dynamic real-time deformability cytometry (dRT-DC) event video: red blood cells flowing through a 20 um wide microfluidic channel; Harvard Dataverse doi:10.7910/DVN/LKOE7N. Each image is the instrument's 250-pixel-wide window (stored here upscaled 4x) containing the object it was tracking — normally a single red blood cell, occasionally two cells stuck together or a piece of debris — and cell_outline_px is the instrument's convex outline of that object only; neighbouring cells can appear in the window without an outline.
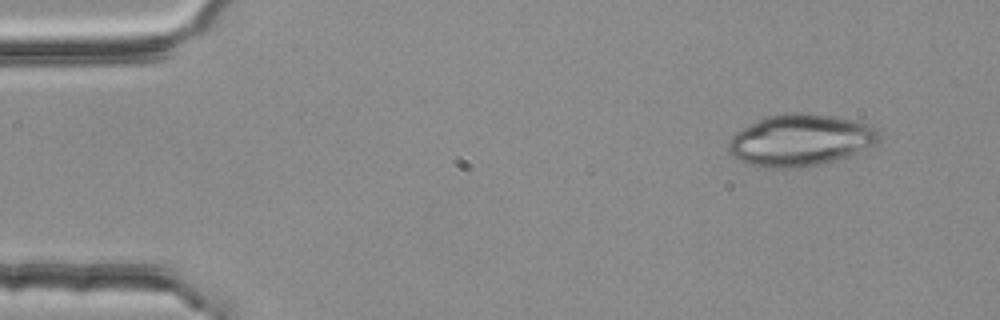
{"species": "common noctule bat (a hibernating species)", "species_latin": "Nyctalus noctula", "temperature_condition": "room temperature", "stored_images_in_passage": 3, "camera_frame_rate_fps": 3000, "um_per_image_px": 0.085, "animal": {"sex": "female", "body_mass_g": 25.1}, "frame": {"image": 1, "passage_image": 1, "time_ms": 0.0, "image_size_px": [1000, 320], "cell_outline_px": [[880, 140], [876, 144], [848, 156], [820, 164], [796, 168], [772, 168], [748, 164], [740, 160], [728, 148], [728, 140], [736, 132], [768, 116], [788, 112], [804, 112], [832, 116], [856, 120], [868, 124], [876, 128], [880, 132]], "centroid_in_image_um": [68.08, 11.9], "position_along_channel_um": 16.9, "area_um2": 45.14}}